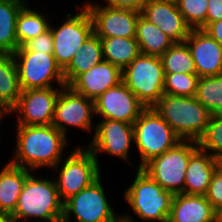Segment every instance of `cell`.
Instances as JSON below:
<instances>
[{
  "mask_svg": "<svg viewBox=\"0 0 222 222\" xmlns=\"http://www.w3.org/2000/svg\"><path fill=\"white\" fill-rule=\"evenodd\" d=\"M218 218L222 221V210L220 212H218Z\"/></svg>",
  "mask_w": 222,
  "mask_h": 222,
  "instance_id": "obj_44",
  "label": "cell"
},
{
  "mask_svg": "<svg viewBox=\"0 0 222 222\" xmlns=\"http://www.w3.org/2000/svg\"><path fill=\"white\" fill-rule=\"evenodd\" d=\"M213 116L222 118V103L216 109V111L212 114Z\"/></svg>",
  "mask_w": 222,
  "mask_h": 222,
  "instance_id": "obj_42",
  "label": "cell"
},
{
  "mask_svg": "<svg viewBox=\"0 0 222 222\" xmlns=\"http://www.w3.org/2000/svg\"><path fill=\"white\" fill-rule=\"evenodd\" d=\"M11 115V109L3 102L0 101V122L3 119V117H6V115Z\"/></svg>",
  "mask_w": 222,
  "mask_h": 222,
  "instance_id": "obj_39",
  "label": "cell"
},
{
  "mask_svg": "<svg viewBox=\"0 0 222 222\" xmlns=\"http://www.w3.org/2000/svg\"><path fill=\"white\" fill-rule=\"evenodd\" d=\"M136 40L141 54L161 57L174 42L157 26L139 15L136 29Z\"/></svg>",
  "mask_w": 222,
  "mask_h": 222,
  "instance_id": "obj_25",
  "label": "cell"
},
{
  "mask_svg": "<svg viewBox=\"0 0 222 222\" xmlns=\"http://www.w3.org/2000/svg\"><path fill=\"white\" fill-rule=\"evenodd\" d=\"M83 6L89 11L94 33L98 37H127L135 38L139 15L141 12L115 8L107 5L94 4L87 1Z\"/></svg>",
  "mask_w": 222,
  "mask_h": 222,
  "instance_id": "obj_15",
  "label": "cell"
},
{
  "mask_svg": "<svg viewBox=\"0 0 222 222\" xmlns=\"http://www.w3.org/2000/svg\"><path fill=\"white\" fill-rule=\"evenodd\" d=\"M207 26L222 19V0H208Z\"/></svg>",
  "mask_w": 222,
  "mask_h": 222,
  "instance_id": "obj_37",
  "label": "cell"
},
{
  "mask_svg": "<svg viewBox=\"0 0 222 222\" xmlns=\"http://www.w3.org/2000/svg\"><path fill=\"white\" fill-rule=\"evenodd\" d=\"M19 82L22 90L64 87L62 69L57 65L54 55L46 52H14Z\"/></svg>",
  "mask_w": 222,
  "mask_h": 222,
  "instance_id": "obj_11",
  "label": "cell"
},
{
  "mask_svg": "<svg viewBox=\"0 0 222 222\" xmlns=\"http://www.w3.org/2000/svg\"><path fill=\"white\" fill-rule=\"evenodd\" d=\"M149 0H105V5L115 8H127L142 12Z\"/></svg>",
  "mask_w": 222,
  "mask_h": 222,
  "instance_id": "obj_36",
  "label": "cell"
},
{
  "mask_svg": "<svg viewBox=\"0 0 222 222\" xmlns=\"http://www.w3.org/2000/svg\"><path fill=\"white\" fill-rule=\"evenodd\" d=\"M124 192V200L143 221L168 222L174 194L164 190L141 168Z\"/></svg>",
  "mask_w": 222,
  "mask_h": 222,
  "instance_id": "obj_4",
  "label": "cell"
},
{
  "mask_svg": "<svg viewBox=\"0 0 222 222\" xmlns=\"http://www.w3.org/2000/svg\"><path fill=\"white\" fill-rule=\"evenodd\" d=\"M103 59L122 71L141 53L136 38L99 37Z\"/></svg>",
  "mask_w": 222,
  "mask_h": 222,
  "instance_id": "obj_26",
  "label": "cell"
},
{
  "mask_svg": "<svg viewBox=\"0 0 222 222\" xmlns=\"http://www.w3.org/2000/svg\"><path fill=\"white\" fill-rule=\"evenodd\" d=\"M12 216L16 222H24L28 218H40L33 222H62L63 202L55 180L29 174Z\"/></svg>",
  "mask_w": 222,
  "mask_h": 222,
  "instance_id": "obj_3",
  "label": "cell"
},
{
  "mask_svg": "<svg viewBox=\"0 0 222 222\" xmlns=\"http://www.w3.org/2000/svg\"><path fill=\"white\" fill-rule=\"evenodd\" d=\"M216 222H222L218 217H217V220H216Z\"/></svg>",
  "mask_w": 222,
  "mask_h": 222,
  "instance_id": "obj_46",
  "label": "cell"
},
{
  "mask_svg": "<svg viewBox=\"0 0 222 222\" xmlns=\"http://www.w3.org/2000/svg\"><path fill=\"white\" fill-rule=\"evenodd\" d=\"M218 213L204 195L175 194L168 222H216Z\"/></svg>",
  "mask_w": 222,
  "mask_h": 222,
  "instance_id": "obj_20",
  "label": "cell"
},
{
  "mask_svg": "<svg viewBox=\"0 0 222 222\" xmlns=\"http://www.w3.org/2000/svg\"><path fill=\"white\" fill-rule=\"evenodd\" d=\"M218 169L222 171V156L217 158Z\"/></svg>",
  "mask_w": 222,
  "mask_h": 222,
  "instance_id": "obj_43",
  "label": "cell"
},
{
  "mask_svg": "<svg viewBox=\"0 0 222 222\" xmlns=\"http://www.w3.org/2000/svg\"><path fill=\"white\" fill-rule=\"evenodd\" d=\"M101 176L90 186L63 203L62 222H71L72 215L77 222H121V215L115 214L106 198Z\"/></svg>",
  "mask_w": 222,
  "mask_h": 222,
  "instance_id": "obj_10",
  "label": "cell"
},
{
  "mask_svg": "<svg viewBox=\"0 0 222 222\" xmlns=\"http://www.w3.org/2000/svg\"><path fill=\"white\" fill-rule=\"evenodd\" d=\"M94 115L95 101L65 85L61 88L56 101L52 125L66 137L67 126L90 132L95 130V124L92 121Z\"/></svg>",
  "mask_w": 222,
  "mask_h": 222,
  "instance_id": "obj_12",
  "label": "cell"
},
{
  "mask_svg": "<svg viewBox=\"0 0 222 222\" xmlns=\"http://www.w3.org/2000/svg\"><path fill=\"white\" fill-rule=\"evenodd\" d=\"M53 169H59L58 179L54 180L63 203L102 176L99 161L86 146L76 147Z\"/></svg>",
  "mask_w": 222,
  "mask_h": 222,
  "instance_id": "obj_8",
  "label": "cell"
},
{
  "mask_svg": "<svg viewBox=\"0 0 222 222\" xmlns=\"http://www.w3.org/2000/svg\"><path fill=\"white\" fill-rule=\"evenodd\" d=\"M15 154L11 164L30 171L52 169L62 160L67 137L51 125H17Z\"/></svg>",
  "mask_w": 222,
  "mask_h": 222,
  "instance_id": "obj_1",
  "label": "cell"
},
{
  "mask_svg": "<svg viewBox=\"0 0 222 222\" xmlns=\"http://www.w3.org/2000/svg\"><path fill=\"white\" fill-rule=\"evenodd\" d=\"M121 222H135V221L132 219V216H130L127 213V214H121Z\"/></svg>",
  "mask_w": 222,
  "mask_h": 222,
  "instance_id": "obj_41",
  "label": "cell"
},
{
  "mask_svg": "<svg viewBox=\"0 0 222 222\" xmlns=\"http://www.w3.org/2000/svg\"><path fill=\"white\" fill-rule=\"evenodd\" d=\"M184 42L188 45L199 77L222 74V46L207 32L191 29Z\"/></svg>",
  "mask_w": 222,
  "mask_h": 222,
  "instance_id": "obj_17",
  "label": "cell"
},
{
  "mask_svg": "<svg viewBox=\"0 0 222 222\" xmlns=\"http://www.w3.org/2000/svg\"><path fill=\"white\" fill-rule=\"evenodd\" d=\"M103 60L101 40L93 33L63 70L65 84L69 86L80 74L88 71Z\"/></svg>",
  "mask_w": 222,
  "mask_h": 222,
  "instance_id": "obj_23",
  "label": "cell"
},
{
  "mask_svg": "<svg viewBox=\"0 0 222 222\" xmlns=\"http://www.w3.org/2000/svg\"><path fill=\"white\" fill-rule=\"evenodd\" d=\"M157 1H168V2H175V3H177L178 0H157Z\"/></svg>",
  "mask_w": 222,
  "mask_h": 222,
  "instance_id": "obj_45",
  "label": "cell"
},
{
  "mask_svg": "<svg viewBox=\"0 0 222 222\" xmlns=\"http://www.w3.org/2000/svg\"><path fill=\"white\" fill-rule=\"evenodd\" d=\"M30 170L9 161L0 170V212L13 214Z\"/></svg>",
  "mask_w": 222,
  "mask_h": 222,
  "instance_id": "obj_22",
  "label": "cell"
},
{
  "mask_svg": "<svg viewBox=\"0 0 222 222\" xmlns=\"http://www.w3.org/2000/svg\"><path fill=\"white\" fill-rule=\"evenodd\" d=\"M208 0H178L177 5L185 23L191 29L207 27Z\"/></svg>",
  "mask_w": 222,
  "mask_h": 222,
  "instance_id": "obj_32",
  "label": "cell"
},
{
  "mask_svg": "<svg viewBox=\"0 0 222 222\" xmlns=\"http://www.w3.org/2000/svg\"><path fill=\"white\" fill-rule=\"evenodd\" d=\"M195 98L213 114L222 103V74L200 77Z\"/></svg>",
  "mask_w": 222,
  "mask_h": 222,
  "instance_id": "obj_30",
  "label": "cell"
},
{
  "mask_svg": "<svg viewBox=\"0 0 222 222\" xmlns=\"http://www.w3.org/2000/svg\"><path fill=\"white\" fill-rule=\"evenodd\" d=\"M146 107L123 83L106 90L95 100V116L133 124Z\"/></svg>",
  "mask_w": 222,
  "mask_h": 222,
  "instance_id": "obj_16",
  "label": "cell"
},
{
  "mask_svg": "<svg viewBox=\"0 0 222 222\" xmlns=\"http://www.w3.org/2000/svg\"><path fill=\"white\" fill-rule=\"evenodd\" d=\"M22 92L18 70L12 54L0 53V101L10 109Z\"/></svg>",
  "mask_w": 222,
  "mask_h": 222,
  "instance_id": "obj_27",
  "label": "cell"
},
{
  "mask_svg": "<svg viewBox=\"0 0 222 222\" xmlns=\"http://www.w3.org/2000/svg\"><path fill=\"white\" fill-rule=\"evenodd\" d=\"M94 135L91 143L86 147L98 160L100 153L122 158L130 164L129 150L134 141L133 124L111 119H101L95 125Z\"/></svg>",
  "mask_w": 222,
  "mask_h": 222,
  "instance_id": "obj_14",
  "label": "cell"
},
{
  "mask_svg": "<svg viewBox=\"0 0 222 222\" xmlns=\"http://www.w3.org/2000/svg\"><path fill=\"white\" fill-rule=\"evenodd\" d=\"M62 87L22 90L17 103L11 108L17 114V125H51L55 105Z\"/></svg>",
  "mask_w": 222,
  "mask_h": 222,
  "instance_id": "obj_13",
  "label": "cell"
},
{
  "mask_svg": "<svg viewBox=\"0 0 222 222\" xmlns=\"http://www.w3.org/2000/svg\"><path fill=\"white\" fill-rule=\"evenodd\" d=\"M153 108L181 140L199 141L206 133L212 116L195 96L164 93Z\"/></svg>",
  "mask_w": 222,
  "mask_h": 222,
  "instance_id": "obj_2",
  "label": "cell"
},
{
  "mask_svg": "<svg viewBox=\"0 0 222 222\" xmlns=\"http://www.w3.org/2000/svg\"><path fill=\"white\" fill-rule=\"evenodd\" d=\"M141 14L174 43H183L191 30L175 2L149 0Z\"/></svg>",
  "mask_w": 222,
  "mask_h": 222,
  "instance_id": "obj_18",
  "label": "cell"
},
{
  "mask_svg": "<svg viewBox=\"0 0 222 222\" xmlns=\"http://www.w3.org/2000/svg\"><path fill=\"white\" fill-rule=\"evenodd\" d=\"M198 142L199 147L215 159L222 156V118L212 115L206 133Z\"/></svg>",
  "mask_w": 222,
  "mask_h": 222,
  "instance_id": "obj_33",
  "label": "cell"
},
{
  "mask_svg": "<svg viewBox=\"0 0 222 222\" xmlns=\"http://www.w3.org/2000/svg\"><path fill=\"white\" fill-rule=\"evenodd\" d=\"M160 58L164 73L196 74L194 60L185 42L174 43Z\"/></svg>",
  "mask_w": 222,
  "mask_h": 222,
  "instance_id": "obj_29",
  "label": "cell"
},
{
  "mask_svg": "<svg viewBox=\"0 0 222 222\" xmlns=\"http://www.w3.org/2000/svg\"><path fill=\"white\" fill-rule=\"evenodd\" d=\"M164 78L161 58L141 53L122 71V82L146 108L164 95Z\"/></svg>",
  "mask_w": 222,
  "mask_h": 222,
  "instance_id": "obj_7",
  "label": "cell"
},
{
  "mask_svg": "<svg viewBox=\"0 0 222 222\" xmlns=\"http://www.w3.org/2000/svg\"><path fill=\"white\" fill-rule=\"evenodd\" d=\"M50 28L48 18L34 9L28 3L21 9L16 22V37L18 48L27 41L41 35Z\"/></svg>",
  "mask_w": 222,
  "mask_h": 222,
  "instance_id": "obj_28",
  "label": "cell"
},
{
  "mask_svg": "<svg viewBox=\"0 0 222 222\" xmlns=\"http://www.w3.org/2000/svg\"><path fill=\"white\" fill-rule=\"evenodd\" d=\"M122 82V70L103 60L80 74L69 86L88 99L95 101L106 90Z\"/></svg>",
  "mask_w": 222,
  "mask_h": 222,
  "instance_id": "obj_19",
  "label": "cell"
},
{
  "mask_svg": "<svg viewBox=\"0 0 222 222\" xmlns=\"http://www.w3.org/2000/svg\"><path fill=\"white\" fill-rule=\"evenodd\" d=\"M164 93L175 96H195L199 76L197 74L164 73Z\"/></svg>",
  "mask_w": 222,
  "mask_h": 222,
  "instance_id": "obj_31",
  "label": "cell"
},
{
  "mask_svg": "<svg viewBox=\"0 0 222 222\" xmlns=\"http://www.w3.org/2000/svg\"><path fill=\"white\" fill-rule=\"evenodd\" d=\"M46 52L53 54V38L50 28L38 35L37 37L27 41L23 46L16 49L15 52Z\"/></svg>",
  "mask_w": 222,
  "mask_h": 222,
  "instance_id": "obj_34",
  "label": "cell"
},
{
  "mask_svg": "<svg viewBox=\"0 0 222 222\" xmlns=\"http://www.w3.org/2000/svg\"><path fill=\"white\" fill-rule=\"evenodd\" d=\"M77 10L79 13H68L67 19L58 28L51 25L53 55L62 71L69 65L84 42L94 33L93 21L87 8L78 5Z\"/></svg>",
  "mask_w": 222,
  "mask_h": 222,
  "instance_id": "obj_9",
  "label": "cell"
},
{
  "mask_svg": "<svg viewBox=\"0 0 222 222\" xmlns=\"http://www.w3.org/2000/svg\"><path fill=\"white\" fill-rule=\"evenodd\" d=\"M27 0H0V53L13 54L18 48L16 22Z\"/></svg>",
  "mask_w": 222,
  "mask_h": 222,
  "instance_id": "obj_24",
  "label": "cell"
},
{
  "mask_svg": "<svg viewBox=\"0 0 222 222\" xmlns=\"http://www.w3.org/2000/svg\"><path fill=\"white\" fill-rule=\"evenodd\" d=\"M198 148V141L181 140L162 155L150 160L141 169L164 190L174 195L181 194L190 157Z\"/></svg>",
  "mask_w": 222,
  "mask_h": 222,
  "instance_id": "obj_6",
  "label": "cell"
},
{
  "mask_svg": "<svg viewBox=\"0 0 222 222\" xmlns=\"http://www.w3.org/2000/svg\"><path fill=\"white\" fill-rule=\"evenodd\" d=\"M0 222H16L12 214L0 212Z\"/></svg>",
  "mask_w": 222,
  "mask_h": 222,
  "instance_id": "obj_40",
  "label": "cell"
},
{
  "mask_svg": "<svg viewBox=\"0 0 222 222\" xmlns=\"http://www.w3.org/2000/svg\"><path fill=\"white\" fill-rule=\"evenodd\" d=\"M204 31L222 46V19L210 23Z\"/></svg>",
  "mask_w": 222,
  "mask_h": 222,
  "instance_id": "obj_38",
  "label": "cell"
},
{
  "mask_svg": "<svg viewBox=\"0 0 222 222\" xmlns=\"http://www.w3.org/2000/svg\"><path fill=\"white\" fill-rule=\"evenodd\" d=\"M217 168V159L199 147L190 157L183 193L205 196Z\"/></svg>",
  "mask_w": 222,
  "mask_h": 222,
  "instance_id": "obj_21",
  "label": "cell"
},
{
  "mask_svg": "<svg viewBox=\"0 0 222 222\" xmlns=\"http://www.w3.org/2000/svg\"><path fill=\"white\" fill-rule=\"evenodd\" d=\"M134 141L139 152L138 168L162 155L181 141L170 125L153 107L145 108L133 123Z\"/></svg>",
  "mask_w": 222,
  "mask_h": 222,
  "instance_id": "obj_5",
  "label": "cell"
},
{
  "mask_svg": "<svg viewBox=\"0 0 222 222\" xmlns=\"http://www.w3.org/2000/svg\"><path fill=\"white\" fill-rule=\"evenodd\" d=\"M205 196L217 213L222 210V171L218 168L213 174Z\"/></svg>",
  "mask_w": 222,
  "mask_h": 222,
  "instance_id": "obj_35",
  "label": "cell"
}]
</instances>
